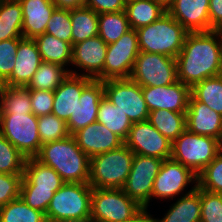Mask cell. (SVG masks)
<instances>
[{"label": "cell", "mask_w": 222, "mask_h": 222, "mask_svg": "<svg viewBox=\"0 0 222 222\" xmlns=\"http://www.w3.org/2000/svg\"><path fill=\"white\" fill-rule=\"evenodd\" d=\"M176 61L178 80L190 88L206 78L221 75L222 34L220 30L188 32Z\"/></svg>", "instance_id": "6da1fadb"}, {"label": "cell", "mask_w": 222, "mask_h": 222, "mask_svg": "<svg viewBox=\"0 0 222 222\" xmlns=\"http://www.w3.org/2000/svg\"><path fill=\"white\" fill-rule=\"evenodd\" d=\"M36 158L53 168L65 183H89L90 158L73 135L42 145Z\"/></svg>", "instance_id": "7a4b0ae2"}, {"label": "cell", "mask_w": 222, "mask_h": 222, "mask_svg": "<svg viewBox=\"0 0 222 222\" xmlns=\"http://www.w3.org/2000/svg\"><path fill=\"white\" fill-rule=\"evenodd\" d=\"M140 51L176 58L188 31L165 12L152 24L136 29Z\"/></svg>", "instance_id": "3957f363"}, {"label": "cell", "mask_w": 222, "mask_h": 222, "mask_svg": "<svg viewBox=\"0 0 222 222\" xmlns=\"http://www.w3.org/2000/svg\"><path fill=\"white\" fill-rule=\"evenodd\" d=\"M93 188L88 183H65L52 197L48 222H90Z\"/></svg>", "instance_id": "277c9868"}, {"label": "cell", "mask_w": 222, "mask_h": 222, "mask_svg": "<svg viewBox=\"0 0 222 222\" xmlns=\"http://www.w3.org/2000/svg\"><path fill=\"white\" fill-rule=\"evenodd\" d=\"M133 157L134 153L125 144L92 157L88 184L92 188L122 189L130 173Z\"/></svg>", "instance_id": "5b68a950"}, {"label": "cell", "mask_w": 222, "mask_h": 222, "mask_svg": "<svg viewBox=\"0 0 222 222\" xmlns=\"http://www.w3.org/2000/svg\"><path fill=\"white\" fill-rule=\"evenodd\" d=\"M222 143L187 129L172 143L171 158L198 175L220 152Z\"/></svg>", "instance_id": "8992f818"}, {"label": "cell", "mask_w": 222, "mask_h": 222, "mask_svg": "<svg viewBox=\"0 0 222 222\" xmlns=\"http://www.w3.org/2000/svg\"><path fill=\"white\" fill-rule=\"evenodd\" d=\"M143 207L122 189L93 188L90 222H121L136 216Z\"/></svg>", "instance_id": "52a82bcc"}, {"label": "cell", "mask_w": 222, "mask_h": 222, "mask_svg": "<svg viewBox=\"0 0 222 222\" xmlns=\"http://www.w3.org/2000/svg\"><path fill=\"white\" fill-rule=\"evenodd\" d=\"M0 134L25 158L36 157L40 152L38 117L34 114L0 113Z\"/></svg>", "instance_id": "ba28073f"}, {"label": "cell", "mask_w": 222, "mask_h": 222, "mask_svg": "<svg viewBox=\"0 0 222 222\" xmlns=\"http://www.w3.org/2000/svg\"><path fill=\"white\" fill-rule=\"evenodd\" d=\"M129 78L141 87L168 86L178 81L176 58L140 51Z\"/></svg>", "instance_id": "9c48e42d"}, {"label": "cell", "mask_w": 222, "mask_h": 222, "mask_svg": "<svg viewBox=\"0 0 222 222\" xmlns=\"http://www.w3.org/2000/svg\"><path fill=\"white\" fill-rule=\"evenodd\" d=\"M104 96L132 123L148 120L149 110L142 88L130 78L108 79L103 81Z\"/></svg>", "instance_id": "30bf717a"}, {"label": "cell", "mask_w": 222, "mask_h": 222, "mask_svg": "<svg viewBox=\"0 0 222 222\" xmlns=\"http://www.w3.org/2000/svg\"><path fill=\"white\" fill-rule=\"evenodd\" d=\"M139 53L137 32L131 28L116 42L108 45L103 72L96 79L129 78Z\"/></svg>", "instance_id": "8fae6325"}, {"label": "cell", "mask_w": 222, "mask_h": 222, "mask_svg": "<svg viewBox=\"0 0 222 222\" xmlns=\"http://www.w3.org/2000/svg\"><path fill=\"white\" fill-rule=\"evenodd\" d=\"M162 162L157 157L134 154L131 170L122 190L143 208L149 206L153 183Z\"/></svg>", "instance_id": "7c38bea8"}, {"label": "cell", "mask_w": 222, "mask_h": 222, "mask_svg": "<svg viewBox=\"0 0 222 222\" xmlns=\"http://www.w3.org/2000/svg\"><path fill=\"white\" fill-rule=\"evenodd\" d=\"M124 144L138 155L171 158L172 143L163 136L148 120L132 123Z\"/></svg>", "instance_id": "4fadbf2b"}, {"label": "cell", "mask_w": 222, "mask_h": 222, "mask_svg": "<svg viewBox=\"0 0 222 222\" xmlns=\"http://www.w3.org/2000/svg\"><path fill=\"white\" fill-rule=\"evenodd\" d=\"M197 181V175L190 168L172 158L165 159L155 177L152 197L172 199L182 193L189 183L197 184Z\"/></svg>", "instance_id": "5bb4252c"}, {"label": "cell", "mask_w": 222, "mask_h": 222, "mask_svg": "<svg viewBox=\"0 0 222 222\" xmlns=\"http://www.w3.org/2000/svg\"><path fill=\"white\" fill-rule=\"evenodd\" d=\"M146 106L152 110H170L186 113L191 88L179 80L161 87H141Z\"/></svg>", "instance_id": "9a60e30c"}, {"label": "cell", "mask_w": 222, "mask_h": 222, "mask_svg": "<svg viewBox=\"0 0 222 222\" xmlns=\"http://www.w3.org/2000/svg\"><path fill=\"white\" fill-rule=\"evenodd\" d=\"M104 97L103 81L92 79L82 90L80 103L67 123L70 135L87 125L97 122V113L100 100Z\"/></svg>", "instance_id": "2e32d148"}, {"label": "cell", "mask_w": 222, "mask_h": 222, "mask_svg": "<svg viewBox=\"0 0 222 222\" xmlns=\"http://www.w3.org/2000/svg\"><path fill=\"white\" fill-rule=\"evenodd\" d=\"M108 45L99 36H95L72 45L71 64L85 72L82 76L96 79L102 72Z\"/></svg>", "instance_id": "e0dca14e"}, {"label": "cell", "mask_w": 222, "mask_h": 222, "mask_svg": "<svg viewBox=\"0 0 222 222\" xmlns=\"http://www.w3.org/2000/svg\"><path fill=\"white\" fill-rule=\"evenodd\" d=\"M79 148L92 157L115 150L124 145V141L108 130L103 124L94 122L73 134Z\"/></svg>", "instance_id": "ac0fdd59"}, {"label": "cell", "mask_w": 222, "mask_h": 222, "mask_svg": "<svg viewBox=\"0 0 222 222\" xmlns=\"http://www.w3.org/2000/svg\"><path fill=\"white\" fill-rule=\"evenodd\" d=\"M15 57L12 74L2 85L27 87L42 62L35 40L22 37Z\"/></svg>", "instance_id": "d6986e66"}, {"label": "cell", "mask_w": 222, "mask_h": 222, "mask_svg": "<svg viewBox=\"0 0 222 222\" xmlns=\"http://www.w3.org/2000/svg\"><path fill=\"white\" fill-rule=\"evenodd\" d=\"M69 72L68 77L54 91L52 108V114L64 122H67L74 113L77 104L80 103L83 88L92 80L76 71Z\"/></svg>", "instance_id": "ffe728a7"}, {"label": "cell", "mask_w": 222, "mask_h": 222, "mask_svg": "<svg viewBox=\"0 0 222 222\" xmlns=\"http://www.w3.org/2000/svg\"><path fill=\"white\" fill-rule=\"evenodd\" d=\"M186 129L191 133L213 137L222 143V115L192 95L186 111Z\"/></svg>", "instance_id": "44dd1931"}, {"label": "cell", "mask_w": 222, "mask_h": 222, "mask_svg": "<svg viewBox=\"0 0 222 222\" xmlns=\"http://www.w3.org/2000/svg\"><path fill=\"white\" fill-rule=\"evenodd\" d=\"M167 12L188 32L210 31L209 0H175Z\"/></svg>", "instance_id": "7402d4cb"}, {"label": "cell", "mask_w": 222, "mask_h": 222, "mask_svg": "<svg viewBox=\"0 0 222 222\" xmlns=\"http://www.w3.org/2000/svg\"><path fill=\"white\" fill-rule=\"evenodd\" d=\"M22 7L23 38L34 39L46 32L48 21L57 8L52 0H19Z\"/></svg>", "instance_id": "603a6c76"}, {"label": "cell", "mask_w": 222, "mask_h": 222, "mask_svg": "<svg viewBox=\"0 0 222 222\" xmlns=\"http://www.w3.org/2000/svg\"><path fill=\"white\" fill-rule=\"evenodd\" d=\"M64 184L61 176L53 168L36 157L26 158L21 187L56 192Z\"/></svg>", "instance_id": "cb8c5ba5"}, {"label": "cell", "mask_w": 222, "mask_h": 222, "mask_svg": "<svg viewBox=\"0 0 222 222\" xmlns=\"http://www.w3.org/2000/svg\"><path fill=\"white\" fill-rule=\"evenodd\" d=\"M182 195L170 206L162 219L153 218L152 222H200V187L195 184L190 191Z\"/></svg>", "instance_id": "d4e9b609"}, {"label": "cell", "mask_w": 222, "mask_h": 222, "mask_svg": "<svg viewBox=\"0 0 222 222\" xmlns=\"http://www.w3.org/2000/svg\"><path fill=\"white\" fill-rule=\"evenodd\" d=\"M42 61L56 63L63 67L72 61V45L55 36L43 33L34 38Z\"/></svg>", "instance_id": "484cf974"}, {"label": "cell", "mask_w": 222, "mask_h": 222, "mask_svg": "<svg viewBox=\"0 0 222 222\" xmlns=\"http://www.w3.org/2000/svg\"><path fill=\"white\" fill-rule=\"evenodd\" d=\"M97 122L125 141L128 137L132 122L127 115L113 105L105 96L100 100Z\"/></svg>", "instance_id": "4316f807"}, {"label": "cell", "mask_w": 222, "mask_h": 222, "mask_svg": "<svg viewBox=\"0 0 222 222\" xmlns=\"http://www.w3.org/2000/svg\"><path fill=\"white\" fill-rule=\"evenodd\" d=\"M148 121L173 143L186 130V113L170 110H152Z\"/></svg>", "instance_id": "83f0119b"}, {"label": "cell", "mask_w": 222, "mask_h": 222, "mask_svg": "<svg viewBox=\"0 0 222 222\" xmlns=\"http://www.w3.org/2000/svg\"><path fill=\"white\" fill-rule=\"evenodd\" d=\"M22 7L19 0L0 2V41L22 38Z\"/></svg>", "instance_id": "f1b7e54d"}, {"label": "cell", "mask_w": 222, "mask_h": 222, "mask_svg": "<svg viewBox=\"0 0 222 222\" xmlns=\"http://www.w3.org/2000/svg\"><path fill=\"white\" fill-rule=\"evenodd\" d=\"M72 45L98 35V14L86 6L70 9Z\"/></svg>", "instance_id": "f546056e"}, {"label": "cell", "mask_w": 222, "mask_h": 222, "mask_svg": "<svg viewBox=\"0 0 222 222\" xmlns=\"http://www.w3.org/2000/svg\"><path fill=\"white\" fill-rule=\"evenodd\" d=\"M125 12L130 28L136 30L157 21L166 11L153 0H133L125 4Z\"/></svg>", "instance_id": "4dcf8cb0"}, {"label": "cell", "mask_w": 222, "mask_h": 222, "mask_svg": "<svg viewBox=\"0 0 222 222\" xmlns=\"http://www.w3.org/2000/svg\"><path fill=\"white\" fill-rule=\"evenodd\" d=\"M64 68L56 63L42 61L27 88L55 91L70 74L69 70Z\"/></svg>", "instance_id": "1f68e13d"}, {"label": "cell", "mask_w": 222, "mask_h": 222, "mask_svg": "<svg viewBox=\"0 0 222 222\" xmlns=\"http://www.w3.org/2000/svg\"><path fill=\"white\" fill-rule=\"evenodd\" d=\"M0 113L32 114V105L27 87L2 85Z\"/></svg>", "instance_id": "d6a6232c"}, {"label": "cell", "mask_w": 222, "mask_h": 222, "mask_svg": "<svg viewBox=\"0 0 222 222\" xmlns=\"http://www.w3.org/2000/svg\"><path fill=\"white\" fill-rule=\"evenodd\" d=\"M130 29L125 10L98 14V35L107 45L116 42Z\"/></svg>", "instance_id": "836d02e7"}, {"label": "cell", "mask_w": 222, "mask_h": 222, "mask_svg": "<svg viewBox=\"0 0 222 222\" xmlns=\"http://www.w3.org/2000/svg\"><path fill=\"white\" fill-rule=\"evenodd\" d=\"M191 95L222 115V74L195 84L191 88Z\"/></svg>", "instance_id": "e575fe53"}, {"label": "cell", "mask_w": 222, "mask_h": 222, "mask_svg": "<svg viewBox=\"0 0 222 222\" xmlns=\"http://www.w3.org/2000/svg\"><path fill=\"white\" fill-rule=\"evenodd\" d=\"M0 222H48L46 214L31 208L19 197L0 207Z\"/></svg>", "instance_id": "d590c367"}, {"label": "cell", "mask_w": 222, "mask_h": 222, "mask_svg": "<svg viewBox=\"0 0 222 222\" xmlns=\"http://www.w3.org/2000/svg\"><path fill=\"white\" fill-rule=\"evenodd\" d=\"M26 158L0 134V173L24 174Z\"/></svg>", "instance_id": "8d00e7d4"}, {"label": "cell", "mask_w": 222, "mask_h": 222, "mask_svg": "<svg viewBox=\"0 0 222 222\" xmlns=\"http://www.w3.org/2000/svg\"><path fill=\"white\" fill-rule=\"evenodd\" d=\"M38 131L42 145L61 140L70 135L67 123L54 114L38 117Z\"/></svg>", "instance_id": "74e56055"}, {"label": "cell", "mask_w": 222, "mask_h": 222, "mask_svg": "<svg viewBox=\"0 0 222 222\" xmlns=\"http://www.w3.org/2000/svg\"><path fill=\"white\" fill-rule=\"evenodd\" d=\"M197 179L201 189L222 194V151L197 175Z\"/></svg>", "instance_id": "f35d334b"}, {"label": "cell", "mask_w": 222, "mask_h": 222, "mask_svg": "<svg viewBox=\"0 0 222 222\" xmlns=\"http://www.w3.org/2000/svg\"><path fill=\"white\" fill-rule=\"evenodd\" d=\"M70 9L56 8L48 21L46 32L72 45Z\"/></svg>", "instance_id": "ab89813d"}, {"label": "cell", "mask_w": 222, "mask_h": 222, "mask_svg": "<svg viewBox=\"0 0 222 222\" xmlns=\"http://www.w3.org/2000/svg\"><path fill=\"white\" fill-rule=\"evenodd\" d=\"M200 222H222V194L200 188Z\"/></svg>", "instance_id": "60d3db41"}, {"label": "cell", "mask_w": 222, "mask_h": 222, "mask_svg": "<svg viewBox=\"0 0 222 222\" xmlns=\"http://www.w3.org/2000/svg\"><path fill=\"white\" fill-rule=\"evenodd\" d=\"M12 38L0 41V83L3 84L12 74L15 65V55L18 50L19 40Z\"/></svg>", "instance_id": "b9f144b4"}, {"label": "cell", "mask_w": 222, "mask_h": 222, "mask_svg": "<svg viewBox=\"0 0 222 222\" xmlns=\"http://www.w3.org/2000/svg\"><path fill=\"white\" fill-rule=\"evenodd\" d=\"M23 174L0 173V207L20 197Z\"/></svg>", "instance_id": "7bdbcfd3"}, {"label": "cell", "mask_w": 222, "mask_h": 222, "mask_svg": "<svg viewBox=\"0 0 222 222\" xmlns=\"http://www.w3.org/2000/svg\"><path fill=\"white\" fill-rule=\"evenodd\" d=\"M54 194L52 191L35 190V187H21L20 197L31 208L46 214Z\"/></svg>", "instance_id": "ee69618b"}, {"label": "cell", "mask_w": 222, "mask_h": 222, "mask_svg": "<svg viewBox=\"0 0 222 222\" xmlns=\"http://www.w3.org/2000/svg\"><path fill=\"white\" fill-rule=\"evenodd\" d=\"M32 114L36 117L52 114L54 91L29 90Z\"/></svg>", "instance_id": "f6af8a7d"}, {"label": "cell", "mask_w": 222, "mask_h": 222, "mask_svg": "<svg viewBox=\"0 0 222 222\" xmlns=\"http://www.w3.org/2000/svg\"><path fill=\"white\" fill-rule=\"evenodd\" d=\"M84 6L91 8L97 14L125 10V4L122 0H85Z\"/></svg>", "instance_id": "bcb514c9"}, {"label": "cell", "mask_w": 222, "mask_h": 222, "mask_svg": "<svg viewBox=\"0 0 222 222\" xmlns=\"http://www.w3.org/2000/svg\"><path fill=\"white\" fill-rule=\"evenodd\" d=\"M210 31L222 29V0H209Z\"/></svg>", "instance_id": "7dc6e473"}, {"label": "cell", "mask_w": 222, "mask_h": 222, "mask_svg": "<svg viewBox=\"0 0 222 222\" xmlns=\"http://www.w3.org/2000/svg\"><path fill=\"white\" fill-rule=\"evenodd\" d=\"M57 8L74 9L84 6L85 0H52Z\"/></svg>", "instance_id": "c3c4849f"}, {"label": "cell", "mask_w": 222, "mask_h": 222, "mask_svg": "<svg viewBox=\"0 0 222 222\" xmlns=\"http://www.w3.org/2000/svg\"><path fill=\"white\" fill-rule=\"evenodd\" d=\"M153 217L147 212V208H143L136 216L133 218L121 221V222H152Z\"/></svg>", "instance_id": "681fc988"}, {"label": "cell", "mask_w": 222, "mask_h": 222, "mask_svg": "<svg viewBox=\"0 0 222 222\" xmlns=\"http://www.w3.org/2000/svg\"><path fill=\"white\" fill-rule=\"evenodd\" d=\"M153 1L167 12L172 7L175 0H153Z\"/></svg>", "instance_id": "f907efd6"}, {"label": "cell", "mask_w": 222, "mask_h": 222, "mask_svg": "<svg viewBox=\"0 0 222 222\" xmlns=\"http://www.w3.org/2000/svg\"><path fill=\"white\" fill-rule=\"evenodd\" d=\"M124 2V4L128 3V2H131L133 0H122Z\"/></svg>", "instance_id": "816d5d0a"}]
</instances>
